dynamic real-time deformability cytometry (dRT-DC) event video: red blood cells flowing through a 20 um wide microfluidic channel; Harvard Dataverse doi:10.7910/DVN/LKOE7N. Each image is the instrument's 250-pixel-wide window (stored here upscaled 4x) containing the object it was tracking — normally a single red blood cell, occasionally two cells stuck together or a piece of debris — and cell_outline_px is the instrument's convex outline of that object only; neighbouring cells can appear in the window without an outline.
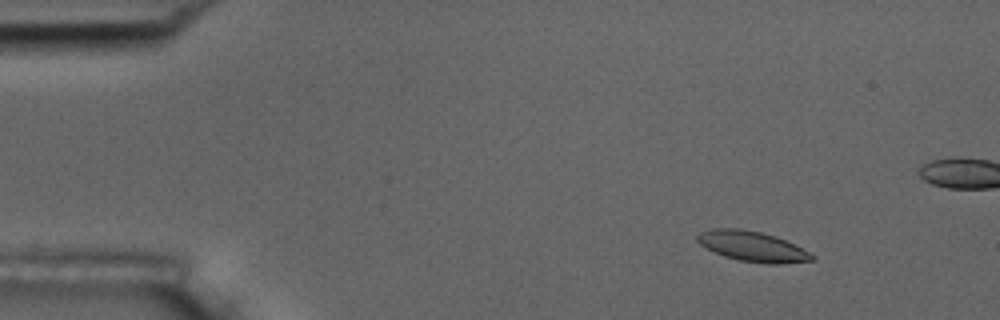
{"species": "common noctule bat (a hibernating species)", "species_latin": "Nyctalus noctula", "temperature_condition": "room temperature", "stored_images_in_passage": 6, "camera_frame_rate_fps": 3000, "um_per_image_px": 0.085, "animal": {"sex": "male", "body_mass_g": 17.5, "forearm_length_mm": 52.3}, "frame": {"image": 1, "passage_image": 2, "time_ms": 1.333, "image_size_px": [1000, 320], "cell_outline_px": [[816, 260], [780, 264], [768, 264], [740, 260], [724, 256], [700, 244], [696, 240], [696, 236], [700, 232], [712, 228], [740, 228], [760, 232], [776, 236], [816, 256]], "centroid_in_image_um": [63.95, 20.94], "position_along_channel_um": 21.1, "area_um2": 20.0}}